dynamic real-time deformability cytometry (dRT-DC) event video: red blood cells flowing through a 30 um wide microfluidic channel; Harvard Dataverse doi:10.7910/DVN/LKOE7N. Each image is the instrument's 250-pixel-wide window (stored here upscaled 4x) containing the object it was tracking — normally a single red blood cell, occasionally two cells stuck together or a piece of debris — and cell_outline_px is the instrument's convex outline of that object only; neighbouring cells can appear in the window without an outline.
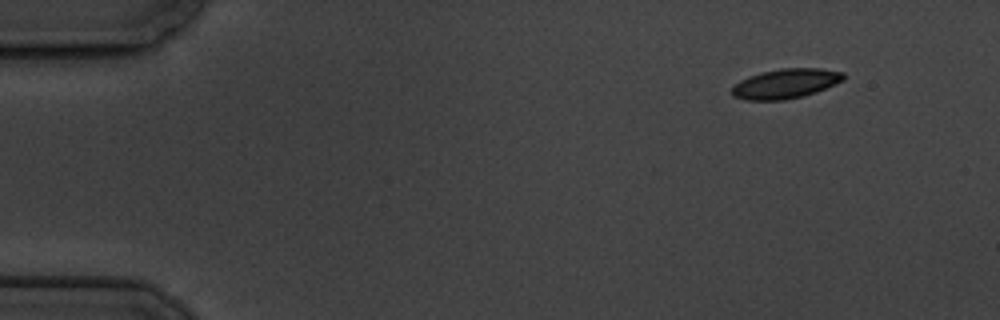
{"species": "common noctule bat (a hibernating species)", "species_latin": "Nyctalus noctula", "temperature_condition": "cold", "stored_images_in_passage": 10, "camera_frame_rate_fps": 3000, "um_per_image_px": 0.085, "animal": {"sex": "male", "body_mass_g": 19.5, "forearm_length_mm": 54.6}, "frame": {"image": 1, "passage_image": 1, "time_ms": 0.0, "image_size_px": [1000, 320], "cell_outline_px": [[844, 80], [816, 92], [804, 96], [784, 100], [744, 100], [732, 96], [732, 88], [740, 80], [748, 76], [760, 72], [784, 68], [820, 68], [844, 72]], "centroid_in_image_um": [66.77, 7.11], "position_along_channel_um": 18.2, "area_um2": 19.36}}
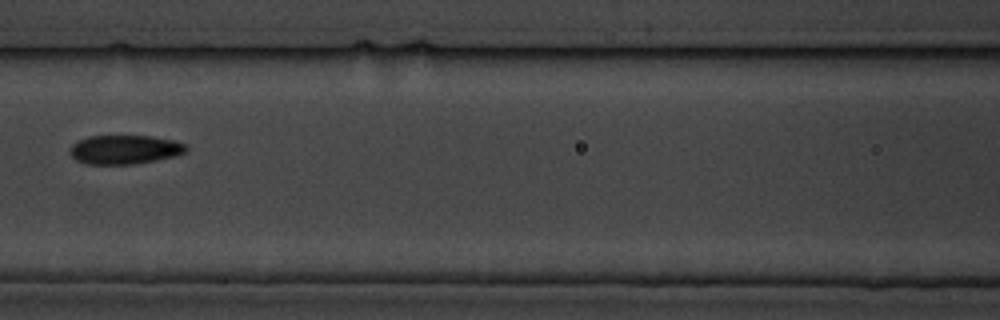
{"frame": {"image": 2, "passage_image": 6, "time_ms": 7.0, "image_size_px": [1000, 320], "cell_outline_px": [[188, 148], [184, 152], [176, 156], [156, 160], [132, 164], [84, 164], [76, 160], [72, 156], [72, 144], [88, 136], [152, 136], [172, 140], [184, 144]], "centroid_in_image_um": [10.6, 12.71], "position_along_channel_um": 156.0, "area_um2": 19.42}}
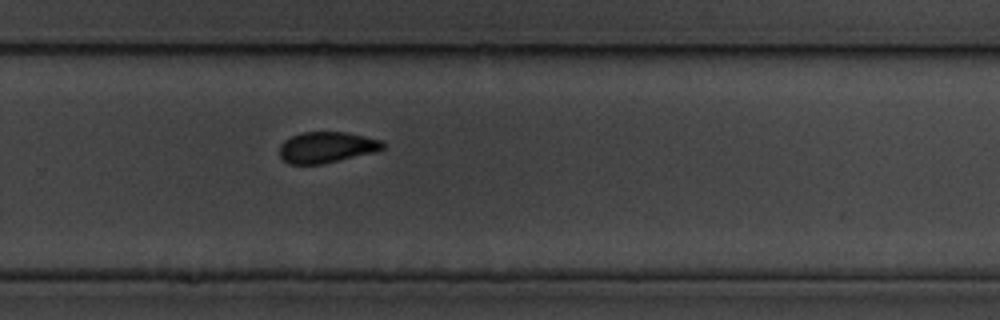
{"frame": {"image": 3, "passage_image": 10, "time_ms": 11.333, "image_size_px": [1000, 320], "cell_outline_px": [[384, 148], [376, 152], [320, 164], [288, 164], [280, 156], [280, 144], [284, 140], [300, 132], [348, 132], [380, 140], [384, 144]], "centroid_in_image_um": [27.75, 12.51], "position_along_channel_um": 302.1, "area_um2": 18.61}}